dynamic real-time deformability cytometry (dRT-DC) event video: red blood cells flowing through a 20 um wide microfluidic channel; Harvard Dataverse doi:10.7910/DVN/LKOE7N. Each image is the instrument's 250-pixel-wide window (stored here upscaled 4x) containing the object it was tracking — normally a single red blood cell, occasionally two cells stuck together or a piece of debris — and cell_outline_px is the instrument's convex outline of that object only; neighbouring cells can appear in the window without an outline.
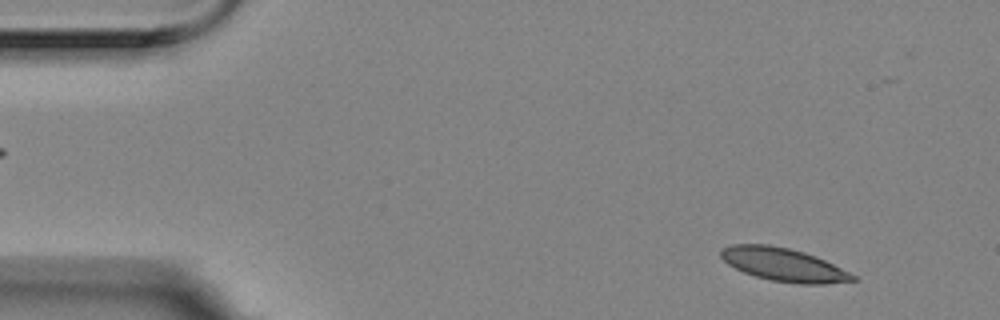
{"species": "Egyptian fruit bat (a non-hibernating species)", "species_latin": "Rousettus aegyptiacus", "temperature_condition": "room temperature", "stored_images_in_passage": 57, "camera_frame_rate_fps": 3000, "um_per_image_px": 0.085, "animal": {"sex": "female"}, "frame": {"image": 1, "passage_image": 5, "time_ms": 1.333, "image_size_px": [1000, 320], "cell_outline_px": [[860, 280], [824, 284], [796, 284], [772, 280], [756, 276], [744, 272], [728, 264], [720, 256], [720, 252], [724, 248], [732, 244], [768, 244], [788, 248], [804, 252], [816, 256], [856, 276]], "centroid_in_image_um": [66.61, 22.5], "position_along_channel_um": 18.4, "area_um2": 25.32}}
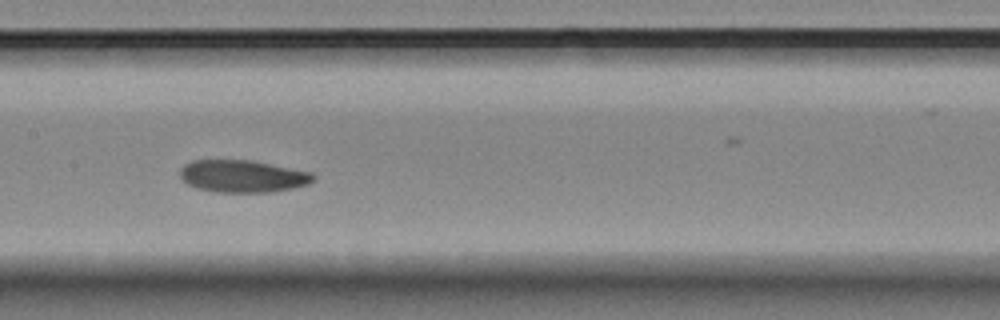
{"frame": {"image": 2, "passage_image": 27, "time_ms": 8.667, "image_size_px": [1000, 320], "cell_outline_px": [[316, 180], [308, 184], [292, 188], [272, 192], [216, 192], [196, 188], [188, 184], [180, 176], [180, 168], [184, 164], [192, 160], [248, 160], [312, 172], [316, 176]], "centroid_in_image_um": [20.63, 14.98], "position_along_channel_um": 186.8, "area_um2": 25.09}}
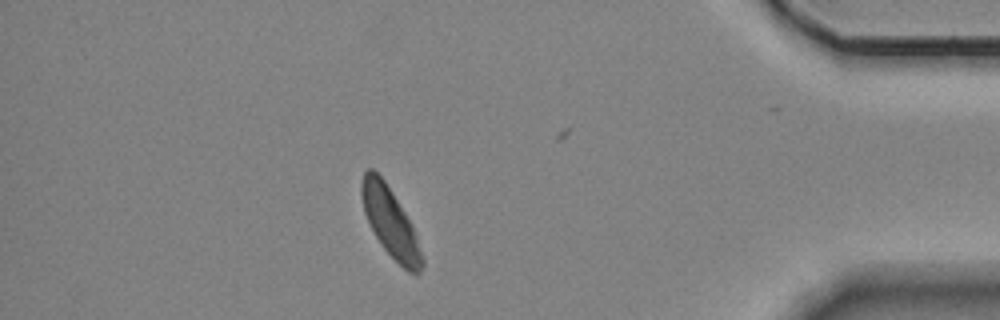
{"frame": {"image": 3, "passage_image": 49, "time_ms": 16.0, "image_size_px": [1000, 320], "cell_outline_px": [[424, 264], [420, 272], [408, 272], [384, 248], [376, 236], [364, 212], [360, 192], [360, 184], [364, 172], [368, 168], [372, 168], [384, 180], [404, 212], [416, 236], [424, 260]], "centroid_in_image_um": [33.15, 18.87], "position_along_channel_um": 402.0, "area_um2": 23.58}, "authors_computed_cell_mechanics": {"area_um2": 25.3742, "velocity_mm_per_s": 3.5035, "shape_relaxation_time_tau1_ms": 8.9646, "shape_relaxation_time_tau2_ms": 7.1209, "deformation_change_tau1": 0.1547, "deformation_change_tau2": 0.1129}}